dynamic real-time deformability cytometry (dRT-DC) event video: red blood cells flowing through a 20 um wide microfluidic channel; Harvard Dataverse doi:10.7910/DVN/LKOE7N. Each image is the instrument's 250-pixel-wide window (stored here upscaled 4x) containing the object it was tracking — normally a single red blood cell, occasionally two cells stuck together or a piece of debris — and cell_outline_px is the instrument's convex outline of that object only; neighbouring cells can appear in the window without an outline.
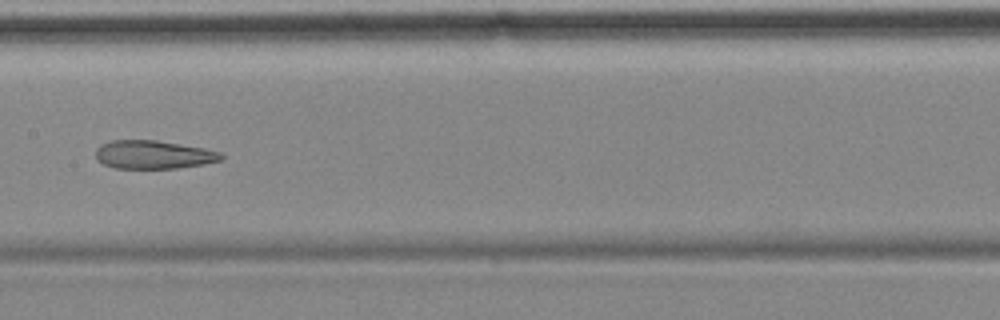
{"species": "common noctule bat (a hibernating species)", "species_latin": "Nyctalus noctula", "temperature_condition": "cold", "stored_images_in_passage": 9, "camera_frame_rate_fps": 3000, "um_per_image_px": 0.085, "animal": {"sex": "female", "body_mass_g": 18.4}, "frame": {"image": 1, "passage_image": 8, "time_ms": 9.0, "image_size_px": [1000, 320], "cell_outline_px": [[224, 156], [220, 160], [204, 164], [176, 168], [116, 168], [104, 164], [96, 156], [96, 148], [100, 144], [112, 140], [156, 140], [204, 148], [220, 152]], "centroid_in_image_um": [13.04, 13.14], "position_along_channel_um": 194.4, "area_um2": 20.58}}
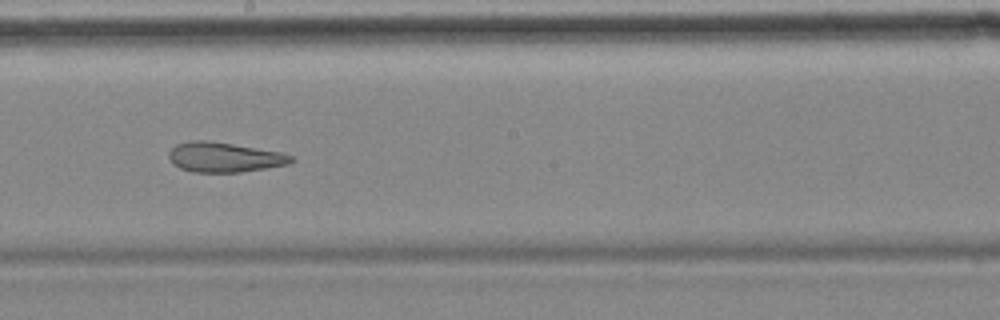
{"frame": {"image": 2, "passage_image": 9, "time_ms": 10.0, "image_size_px": [1000, 320], "cell_outline_px": [[296, 160], [288, 164], [268, 168], [240, 172], [192, 172], [180, 168], [172, 164], [168, 156], [168, 152], [176, 144], [192, 140], [208, 140], [280, 152], [292, 156]], "centroid_in_image_um": [19.04, 13.37], "position_along_channel_um": 229.2, "area_um2": 21.33}}